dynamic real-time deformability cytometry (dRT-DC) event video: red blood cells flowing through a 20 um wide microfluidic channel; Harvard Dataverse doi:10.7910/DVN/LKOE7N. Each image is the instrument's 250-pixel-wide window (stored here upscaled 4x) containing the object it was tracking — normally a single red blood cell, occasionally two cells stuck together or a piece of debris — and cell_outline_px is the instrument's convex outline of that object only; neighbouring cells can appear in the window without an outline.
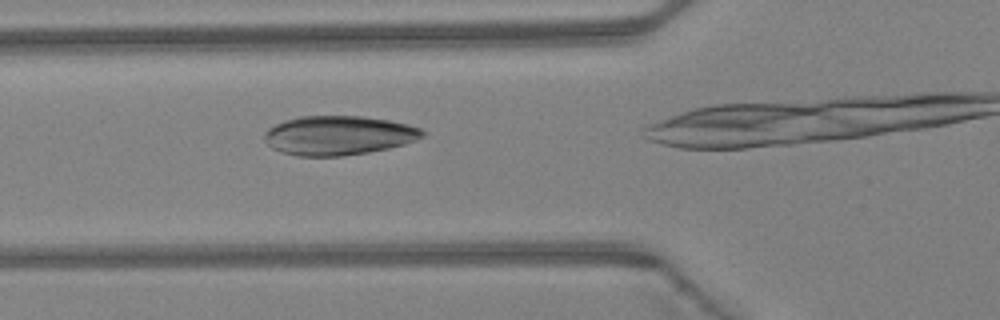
{"species": "Egyptian fruit bat (a non-hibernating species)", "species_latin": "Rousettus aegyptiacus", "temperature_condition": "warm", "stored_images_in_passage": 32, "camera_frame_rate_fps": 3000, "um_per_image_px": 0.085, "animal": {"sex": "female"}, "frame": {"image": 1, "passage_image": 12, "time_ms": 3.667, "image_size_px": [1000, 320], "cell_outline_px": [[428, 132], [424, 136], [416, 140], [404, 144], [388, 148], [368, 152], [344, 156], [296, 156], [280, 152], [272, 148], [264, 140], [264, 132], [268, 128], [284, 120], [300, 116], [360, 116], [388, 120], [408, 124], [420, 128]], "centroid_in_image_um": [28.77, 11.51], "position_along_channel_um": 97.0, "area_um2": 36.36}}
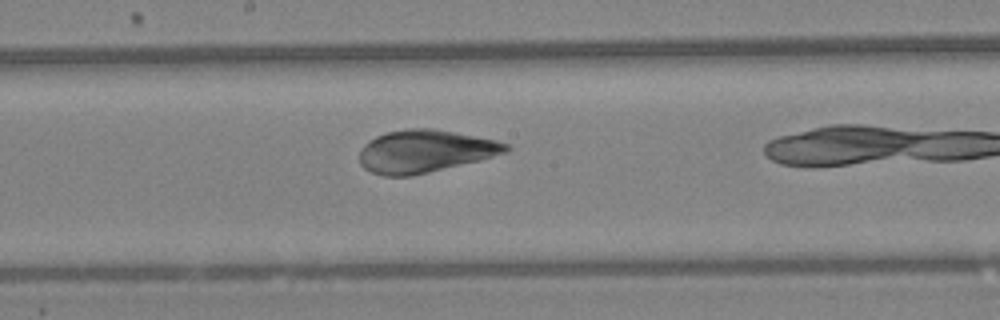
{"frame": {"image": 2, "passage_image": 20, "time_ms": 6.333, "image_size_px": [1000, 320], "cell_outline_px": [[512, 148], [508, 152], [412, 176], [384, 176], [372, 172], [364, 168], [360, 164], [360, 152], [364, 144], [368, 140], [376, 136], [388, 132], [408, 128], [432, 128], [496, 140], [508, 144]], "centroid_in_image_um": [36.09, 12.85], "position_along_channel_um": 212.1, "area_um2": 35.95}}
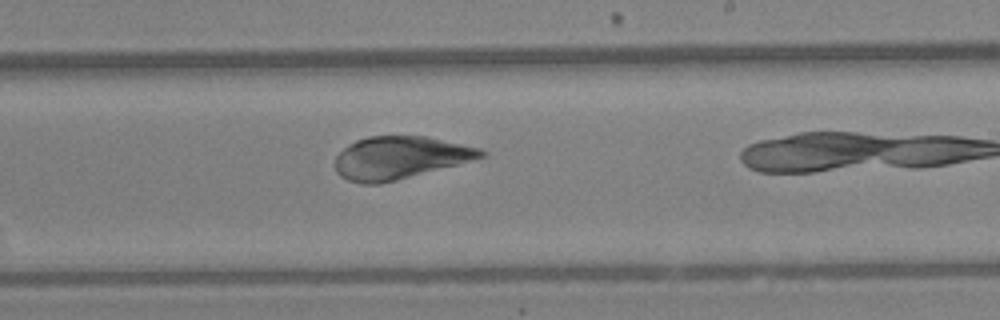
{"frame": {"image": 3, "passage_image": 23, "time_ms": 7.333, "image_size_px": [1000, 320], "cell_outline_px": [[488, 152], [484, 156], [456, 164], [396, 180], [380, 184], [360, 184], [348, 180], [340, 176], [336, 172], [336, 156], [348, 144], [356, 140], [368, 136], [424, 136], [480, 148]], "centroid_in_image_um": [33.93, 13.4], "position_along_channel_um": 255.1, "area_um2": 35.78}}